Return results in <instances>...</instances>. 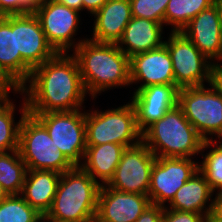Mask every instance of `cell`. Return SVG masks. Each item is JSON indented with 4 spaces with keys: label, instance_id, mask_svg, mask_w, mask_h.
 I'll return each mask as SVG.
<instances>
[{
    "label": "cell",
    "instance_id": "6da1fadb",
    "mask_svg": "<svg viewBox=\"0 0 222 222\" xmlns=\"http://www.w3.org/2000/svg\"><path fill=\"white\" fill-rule=\"evenodd\" d=\"M26 83L19 92L25 96L28 113L81 110L87 94L77 59L68 53H56L34 68Z\"/></svg>",
    "mask_w": 222,
    "mask_h": 222
},
{
    "label": "cell",
    "instance_id": "7a4b0ae2",
    "mask_svg": "<svg viewBox=\"0 0 222 222\" xmlns=\"http://www.w3.org/2000/svg\"><path fill=\"white\" fill-rule=\"evenodd\" d=\"M72 54L77 59L89 96L96 98V94L106 89L131 85L129 57L116 43L95 42L87 38Z\"/></svg>",
    "mask_w": 222,
    "mask_h": 222
},
{
    "label": "cell",
    "instance_id": "3957f363",
    "mask_svg": "<svg viewBox=\"0 0 222 222\" xmlns=\"http://www.w3.org/2000/svg\"><path fill=\"white\" fill-rule=\"evenodd\" d=\"M100 187L80 166L65 171L46 216L66 222H95Z\"/></svg>",
    "mask_w": 222,
    "mask_h": 222
},
{
    "label": "cell",
    "instance_id": "277c9868",
    "mask_svg": "<svg viewBox=\"0 0 222 222\" xmlns=\"http://www.w3.org/2000/svg\"><path fill=\"white\" fill-rule=\"evenodd\" d=\"M142 142L156 157L191 158L204 140L176 105L142 132Z\"/></svg>",
    "mask_w": 222,
    "mask_h": 222
},
{
    "label": "cell",
    "instance_id": "5b68a950",
    "mask_svg": "<svg viewBox=\"0 0 222 222\" xmlns=\"http://www.w3.org/2000/svg\"><path fill=\"white\" fill-rule=\"evenodd\" d=\"M86 144L115 143L126 148L138 145L142 133L136 124V112L131 102L105 112H86Z\"/></svg>",
    "mask_w": 222,
    "mask_h": 222
},
{
    "label": "cell",
    "instance_id": "8992f818",
    "mask_svg": "<svg viewBox=\"0 0 222 222\" xmlns=\"http://www.w3.org/2000/svg\"><path fill=\"white\" fill-rule=\"evenodd\" d=\"M18 151L28 170H52L62 174L75 167L58 150L46 128L29 113L20 125Z\"/></svg>",
    "mask_w": 222,
    "mask_h": 222
},
{
    "label": "cell",
    "instance_id": "52a82bcc",
    "mask_svg": "<svg viewBox=\"0 0 222 222\" xmlns=\"http://www.w3.org/2000/svg\"><path fill=\"white\" fill-rule=\"evenodd\" d=\"M185 87L178 91L177 105L204 140L211 135L222 138V96L209 84Z\"/></svg>",
    "mask_w": 222,
    "mask_h": 222
},
{
    "label": "cell",
    "instance_id": "ba28073f",
    "mask_svg": "<svg viewBox=\"0 0 222 222\" xmlns=\"http://www.w3.org/2000/svg\"><path fill=\"white\" fill-rule=\"evenodd\" d=\"M61 111L48 113H29L33 115L47 130L58 150L65 154L74 165L82 164L87 148L86 144V112Z\"/></svg>",
    "mask_w": 222,
    "mask_h": 222
},
{
    "label": "cell",
    "instance_id": "9c48e42d",
    "mask_svg": "<svg viewBox=\"0 0 222 222\" xmlns=\"http://www.w3.org/2000/svg\"><path fill=\"white\" fill-rule=\"evenodd\" d=\"M166 47L170 53L175 78V86L178 89L210 84L213 62H210L194 44L182 33L172 32Z\"/></svg>",
    "mask_w": 222,
    "mask_h": 222
},
{
    "label": "cell",
    "instance_id": "30bf717a",
    "mask_svg": "<svg viewBox=\"0 0 222 222\" xmlns=\"http://www.w3.org/2000/svg\"><path fill=\"white\" fill-rule=\"evenodd\" d=\"M33 13L40 22L47 42L56 53H68L70 48L75 50L87 39H79L78 43L72 39L80 23V12L77 10L54 0H42Z\"/></svg>",
    "mask_w": 222,
    "mask_h": 222
},
{
    "label": "cell",
    "instance_id": "8fae6325",
    "mask_svg": "<svg viewBox=\"0 0 222 222\" xmlns=\"http://www.w3.org/2000/svg\"><path fill=\"white\" fill-rule=\"evenodd\" d=\"M16 54L22 57V87L34 68L51 59L55 50L46 40L38 18L33 12L15 15Z\"/></svg>",
    "mask_w": 222,
    "mask_h": 222
},
{
    "label": "cell",
    "instance_id": "7c38bea8",
    "mask_svg": "<svg viewBox=\"0 0 222 222\" xmlns=\"http://www.w3.org/2000/svg\"><path fill=\"white\" fill-rule=\"evenodd\" d=\"M155 160L156 156L142 141L126 148L107 186L127 193L148 195Z\"/></svg>",
    "mask_w": 222,
    "mask_h": 222
},
{
    "label": "cell",
    "instance_id": "4fadbf2b",
    "mask_svg": "<svg viewBox=\"0 0 222 222\" xmlns=\"http://www.w3.org/2000/svg\"><path fill=\"white\" fill-rule=\"evenodd\" d=\"M199 170L191 158L156 157L151 170L148 197L151 204L166 206L184 183Z\"/></svg>",
    "mask_w": 222,
    "mask_h": 222
},
{
    "label": "cell",
    "instance_id": "5bb4252c",
    "mask_svg": "<svg viewBox=\"0 0 222 222\" xmlns=\"http://www.w3.org/2000/svg\"><path fill=\"white\" fill-rule=\"evenodd\" d=\"M151 204L148 195L100 187L95 222H135Z\"/></svg>",
    "mask_w": 222,
    "mask_h": 222
},
{
    "label": "cell",
    "instance_id": "9a60e30c",
    "mask_svg": "<svg viewBox=\"0 0 222 222\" xmlns=\"http://www.w3.org/2000/svg\"><path fill=\"white\" fill-rule=\"evenodd\" d=\"M129 66L130 83L143 81L135 92L150 85H175L172 59L165 44L130 57Z\"/></svg>",
    "mask_w": 222,
    "mask_h": 222
},
{
    "label": "cell",
    "instance_id": "2e32d148",
    "mask_svg": "<svg viewBox=\"0 0 222 222\" xmlns=\"http://www.w3.org/2000/svg\"><path fill=\"white\" fill-rule=\"evenodd\" d=\"M181 32L213 63L222 62V24L216 3L202 10Z\"/></svg>",
    "mask_w": 222,
    "mask_h": 222
},
{
    "label": "cell",
    "instance_id": "e0dca14e",
    "mask_svg": "<svg viewBox=\"0 0 222 222\" xmlns=\"http://www.w3.org/2000/svg\"><path fill=\"white\" fill-rule=\"evenodd\" d=\"M178 91L175 85H150L133 92L131 103L141 133L177 105Z\"/></svg>",
    "mask_w": 222,
    "mask_h": 222
},
{
    "label": "cell",
    "instance_id": "ac0fdd59",
    "mask_svg": "<svg viewBox=\"0 0 222 222\" xmlns=\"http://www.w3.org/2000/svg\"><path fill=\"white\" fill-rule=\"evenodd\" d=\"M95 42L117 43L132 18L130 0H107L94 14Z\"/></svg>",
    "mask_w": 222,
    "mask_h": 222
},
{
    "label": "cell",
    "instance_id": "d6986e66",
    "mask_svg": "<svg viewBox=\"0 0 222 222\" xmlns=\"http://www.w3.org/2000/svg\"><path fill=\"white\" fill-rule=\"evenodd\" d=\"M163 25L150 19L132 17L116 44L129 58L158 48L165 43L162 41Z\"/></svg>",
    "mask_w": 222,
    "mask_h": 222
},
{
    "label": "cell",
    "instance_id": "ffe728a7",
    "mask_svg": "<svg viewBox=\"0 0 222 222\" xmlns=\"http://www.w3.org/2000/svg\"><path fill=\"white\" fill-rule=\"evenodd\" d=\"M214 192L204 175L198 170L174 195L168 209L211 215L214 208ZM213 198V199H211ZM211 199V200H210ZM211 201V202H208ZM209 203L207 205L206 203ZM206 205L208 207H206Z\"/></svg>",
    "mask_w": 222,
    "mask_h": 222
},
{
    "label": "cell",
    "instance_id": "44dd1931",
    "mask_svg": "<svg viewBox=\"0 0 222 222\" xmlns=\"http://www.w3.org/2000/svg\"><path fill=\"white\" fill-rule=\"evenodd\" d=\"M61 174L52 170H28L21 196L41 215L50 210Z\"/></svg>",
    "mask_w": 222,
    "mask_h": 222
},
{
    "label": "cell",
    "instance_id": "7402d4cb",
    "mask_svg": "<svg viewBox=\"0 0 222 222\" xmlns=\"http://www.w3.org/2000/svg\"><path fill=\"white\" fill-rule=\"evenodd\" d=\"M125 149L124 145L115 143L87 145L80 167L101 186L107 185L113 178Z\"/></svg>",
    "mask_w": 222,
    "mask_h": 222
},
{
    "label": "cell",
    "instance_id": "603a6c76",
    "mask_svg": "<svg viewBox=\"0 0 222 222\" xmlns=\"http://www.w3.org/2000/svg\"><path fill=\"white\" fill-rule=\"evenodd\" d=\"M0 70L20 89L22 57L16 54L15 15L0 16Z\"/></svg>",
    "mask_w": 222,
    "mask_h": 222
},
{
    "label": "cell",
    "instance_id": "cb8c5ba5",
    "mask_svg": "<svg viewBox=\"0 0 222 222\" xmlns=\"http://www.w3.org/2000/svg\"><path fill=\"white\" fill-rule=\"evenodd\" d=\"M22 103L21 118L16 123L14 120L15 105L9 98V94L0 101V153L18 150L19 130L23 117L28 113L27 103Z\"/></svg>",
    "mask_w": 222,
    "mask_h": 222
},
{
    "label": "cell",
    "instance_id": "d4e9b609",
    "mask_svg": "<svg viewBox=\"0 0 222 222\" xmlns=\"http://www.w3.org/2000/svg\"><path fill=\"white\" fill-rule=\"evenodd\" d=\"M27 171L18 150L0 153V184L8 195L21 194Z\"/></svg>",
    "mask_w": 222,
    "mask_h": 222
},
{
    "label": "cell",
    "instance_id": "484cf974",
    "mask_svg": "<svg viewBox=\"0 0 222 222\" xmlns=\"http://www.w3.org/2000/svg\"><path fill=\"white\" fill-rule=\"evenodd\" d=\"M214 3L215 0H169L164 24L171 25L172 32H181L195 16Z\"/></svg>",
    "mask_w": 222,
    "mask_h": 222
},
{
    "label": "cell",
    "instance_id": "4316f807",
    "mask_svg": "<svg viewBox=\"0 0 222 222\" xmlns=\"http://www.w3.org/2000/svg\"><path fill=\"white\" fill-rule=\"evenodd\" d=\"M222 141L213 140L204 141L202 144L201 153L207 148L215 146L205 156L202 154L203 161L199 164V171L204 175L213 192L217 189V193L222 192Z\"/></svg>",
    "mask_w": 222,
    "mask_h": 222
},
{
    "label": "cell",
    "instance_id": "83f0119b",
    "mask_svg": "<svg viewBox=\"0 0 222 222\" xmlns=\"http://www.w3.org/2000/svg\"><path fill=\"white\" fill-rule=\"evenodd\" d=\"M40 216L21 195H8L0 202V222H34Z\"/></svg>",
    "mask_w": 222,
    "mask_h": 222
},
{
    "label": "cell",
    "instance_id": "f1b7e54d",
    "mask_svg": "<svg viewBox=\"0 0 222 222\" xmlns=\"http://www.w3.org/2000/svg\"><path fill=\"white\" fill-rule=\"evenodd\" d=\"M169 0H130L132 17L150 19L164 24Z\"/></svg>",
    "mask_w": 222,
    "mask_h": 222
},
{
    "label": "cell",
    "instance_id": "f546056e",
    "mask_svg": "<svg viewBox=\"0 0 222 222\" xmlns=\"http://www.w3.org/2000/svg\"><path fill=\"white\" fill-rule=\"evenodd\" d=\"M204 214L182 212L177 210L168 209V206L164 207L163 222H203L205 219Z\"/></svg>",
    "mask_w": 222,
    "mask_h": 222
},
{
    "label": "cell",
    "instance_id": "4dcf8cb0",
    "mask_svg": "<svg viewBox=\"0 0 222 222\" xmlns=\"http://www.w3.org/2000/svg\"><path fill=\"white\" fill-rule=\"evenodd\" d=\"M164 206L150 204L135 222H163Z\"/></svg>",
    "mask_w": 222,
    "mask_h": 222
},
{
    "label": "cell",
    "instance_id": "1f68e13d",
    "mask_svg": "<svg viewBox=\"0 0 222 222\" xmlns=\"http://www.w3.org/2000/svg\"><path fill=\"white\" fill-rule=\"evenodd\" d=\"M218 63L213 64L210 85L222 96V64Z\"/></svg>",
    "mask_w": 222,
    "mask_h": 222
},
{
    "label": "cell",
    "instance_id": "d6a6232c",
    "mask_svg": "<svg viewBox=\"0 0 222 222\" xmlns=\"http://www.w3.org/2000/svg\"><path fill=\"white\" fill-rule=\"evenodd\" d=\"M19 14V0H0V16Z\"/></svg>",
    "mask_w": 222,
    "mask_h": 222
},
{
    "label": "cell",
    "instance_id": "836d02e7",
    "mask_svg": "<svg viewBox=\"0 0 222 222\" xmlns=\"http://www.w3.org/2000/svg\"><path fill=\"white\" fill-rule=\"evenodd\" d=\"M42 0H19V14L34 12Z\"/></svg>",
    "mask_w": 222,
    "mask_h": 222
},
{
    "label": "cell",
    "instance_id": "e575fe53",
    "mask_svg": "<svg viewBox=\"0 0 222 222\" xmlns=\"http://www.w3.org/2000/svg\"><path fill=\"white\" fill-rule=\"evenodd\" d=\"M83 9H86L93 16L106 2L107 0H82Z\"/></svg>",
    "mask_w": 222,
    "mask_h": 222
},
{
    "label": "cell",
    "instance_id": "d590c367",
    "mask_svg": "<svg viewBox=\"0 0 222 222\" xmlns=\"http://www.w3.org/2000/svg\"><path fill=\"white\" fill-rule=\"evenodd\" d=\"M0 85L10 93V90H14V93H20L19 88L0 70Z\"/></svg>",
    "mask_w": 222,
    "mask_h": 222
},
{
    "label": "cell",
    "instance_id": "8d00e7d4",
    "mask_svg": "<svg viewBox=\"0 0 222 222\" xmlns=\"http://www.w3.org/2000/svg\"><path fill=\"white\" fill-rule=\"evenodd\" d=\"M212 215L222 222V192L215 194Z\"/></svg>",
    "mask_w": 222,
    "mask_h": 222
},
{
    "label": "cell",
    "instance_id": "74e56055",
    "mask_svg": "<svg viewBox=\"0 0 222 222\" xmlns=\"http://www.w3.org/2000/svg\"><path fill=\"white\" fill-rule=\"evenodd\" d=\"M55 2H58L60 4H64L65 6H68L71 9L81 11L83 10V1L82 0H54Z\"/></svg>",
    "mask_w": 222,
    "mask_h": 222
},
{
    "label": "cell",
    "instance_id": "f35d334b",
    "mask_svg": "<svg viewBox=\"0 0 222 222\" xmlns=\"http://www.w3.org/2000/svg\"><path fill=\"white\" fill-rule=\"evenodd\" d=\"M203 222H221L216 217H214L212 214L207 215Z\"/></svg>",
    "mask_w": 222,
    "mask_h": 222
},
{
    "label": "cell",
    "instance_id": "ab89813d",
    "mask_svg": "<svg viewBox=\"0 0 222 222\" xmlns=\"http://www.w3.org/2000/svg\"><path fill=\"white\" fill-rule=\"evenodd\" d=\"M8 196V194L6 193V191L3 189L2 185L0 184V202L6 198Z\"/></svg>",
    "mask_w": 222,
    "mask_h": 222
},
{
    "label": "cell",
    "instance_id": "60d3db41",
    "mask_svg": "<svg viewBox=\"0 0 222 222\" xmlns=\"http://www.w3.org/2000/svg\"><path fill=\"white\" fill-rule=\"evenodd\" d=\"M215 3L218 6L220 17H221V24H222V0H215Z\"/></svg>",
    "mask_w": 222,
    "mask_h": 222
},
{
    "label": "cell",
    "instance_id": "b9f144b4",
    "mask_svg": "<svg viewBox=\"0 0 222 222\" xmlns=\"http://www.w3.org/2000/svg\"><path fill=\"white\" fill-rule=\"evenodd\" d=\"M9 93L0 85V101Z\"/></svg>",
    "mask_w": 222,
    "mask_h": 222
},
{
    "label": "cell",
    "instance_id": "7bdbcfd3",
    "mask_svg": "<svg viewBox=\"0 0 222 222\" xmlns=\"http://www.w3.org/2000/svg\"><path fill=\"white\" fill-rule=\"evenodd\" d=\"M34 222H47V216L46 215H41L37 220Z\"/></svg>",
    "mask_w": 222,
    "mask_h": 222
},
{
    "label": "cell",
    "instance_id": "ee69618b",
    "mask_svg": "<svg viewBox=\"0 0 222 222\" xmlns=\"http://www.w3.org/2000/svg\"><path fill=\"white\" fill-rule=\"evenodd\" d=\"M47 222H66V221H58V220L47 217Z\"/></svg>",
    "mask_w": 222,
    "mask_h": 222
}]
</instances>
